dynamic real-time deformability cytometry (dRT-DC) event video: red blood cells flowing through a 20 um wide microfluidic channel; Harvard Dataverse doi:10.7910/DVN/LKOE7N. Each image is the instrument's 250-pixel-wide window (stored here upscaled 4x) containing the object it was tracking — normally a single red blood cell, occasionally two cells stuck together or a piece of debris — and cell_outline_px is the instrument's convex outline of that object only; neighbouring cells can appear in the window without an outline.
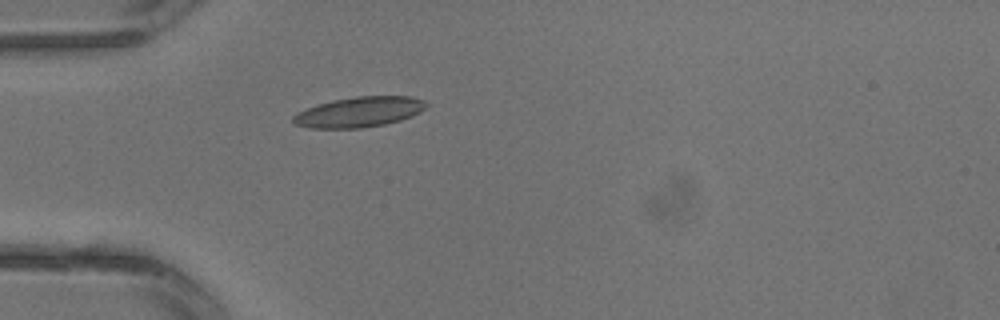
{"species": "common noctule bat (a hibernating species)", "species_latin": "Nyctalus noctula", "temperature_condition": "warm", "stored_images_in_passage": 1, "camera_frame_rate_fps": 3000, "um_per_image_px": 0.085, "animal": {"sex": "male", "body_mass_g": 13.3}, "frame": {"image": 1, "passage_image": 1, "time_ms": 0.0, "image_size_px": [1000, 320], "cell_outline_px": [[428, 104], [420, 112], [400, 120], [384, 124], [360, 128], [308, 128], [292, 124], [292, 116], [308, 108], [332, 100], [356, 96], [412, 96], [424, 100]], "centroid_in_image_um": [30.52, 9.52], "position_along_channel_um": 54.5, "area_um2": 23.35}}